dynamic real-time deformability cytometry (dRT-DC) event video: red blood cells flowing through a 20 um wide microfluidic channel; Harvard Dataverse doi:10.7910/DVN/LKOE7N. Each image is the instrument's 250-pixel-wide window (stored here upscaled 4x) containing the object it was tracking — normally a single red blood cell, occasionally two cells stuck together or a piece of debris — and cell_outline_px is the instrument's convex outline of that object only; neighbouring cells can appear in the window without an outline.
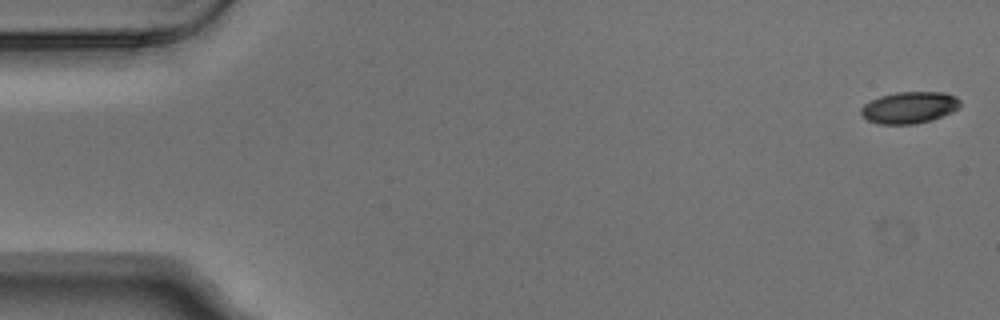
{"species": "Egyptian fruit bat (a non-hibernating species)", "species_latin": "Rousettus aegyptiacus", "temperature_condition": "warm", "stored_images_in_passage": 4, "camera_frame_rate_fps": 3000, "um_per_image_px": 0.085, "animal": {"sex": "male"}, "frame": {"image": 1, "passage_image": 1, "time_ms": 0.0, "image_size_px": [1000, 320], "cell_outline_px": [[960, 104], [952, 112], [932, 120], [912, 124], [880, 124], [868, 120], [860, 112], [860, 108], [864, 104], [880, 96], [896, 92], [944, 92], [956, 96], [960, 100]], "centroid_in_image_um": [77.29, 9.13], "position_along_channel_um": 7.7, "area_um2": 18.21}}